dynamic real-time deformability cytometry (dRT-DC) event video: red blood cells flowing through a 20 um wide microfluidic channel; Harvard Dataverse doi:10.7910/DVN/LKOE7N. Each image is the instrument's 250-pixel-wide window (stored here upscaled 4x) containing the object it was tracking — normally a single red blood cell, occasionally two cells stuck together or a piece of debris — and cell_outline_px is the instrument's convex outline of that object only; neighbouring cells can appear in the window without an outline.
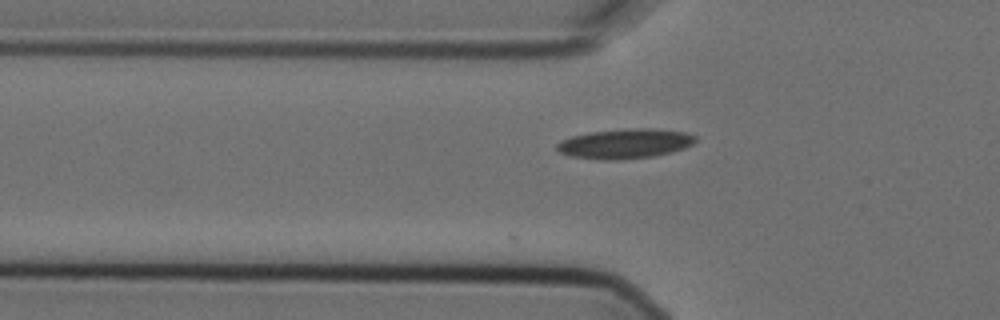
{"species": "Egyptian fruit bat (a non-hibernating species)", "species_latin": "Rousettus aegyptiacus", "temperature_condition": "cold", "stored_images_in_passage": 6, "segment_of_instrument_passage": [2, 2], "camera_frame_rate_fps": 3000, "um_per_image_px": 0.085, "animal": {"sex": "female"}, "frame": {"image": 1, "passage_image": 6, "time_ms": 1.667, "image_size_px": [1000, 320], "cell_outline_px": [[696, 140], [692, 144], [684, 148], [672, 152], [652, 156], [620, 160], [600, 160], [568, 156], [560, 152], [556, 148], [556, 144], [560, 140], [572, 136], [592, 132], [632, 128], [652, 128], [684, 132], [696, 136]], "centroid_in_image_um": [53.1, 12.22], "position_along_channel_um": 72.7, "area_um2": 24.04}}